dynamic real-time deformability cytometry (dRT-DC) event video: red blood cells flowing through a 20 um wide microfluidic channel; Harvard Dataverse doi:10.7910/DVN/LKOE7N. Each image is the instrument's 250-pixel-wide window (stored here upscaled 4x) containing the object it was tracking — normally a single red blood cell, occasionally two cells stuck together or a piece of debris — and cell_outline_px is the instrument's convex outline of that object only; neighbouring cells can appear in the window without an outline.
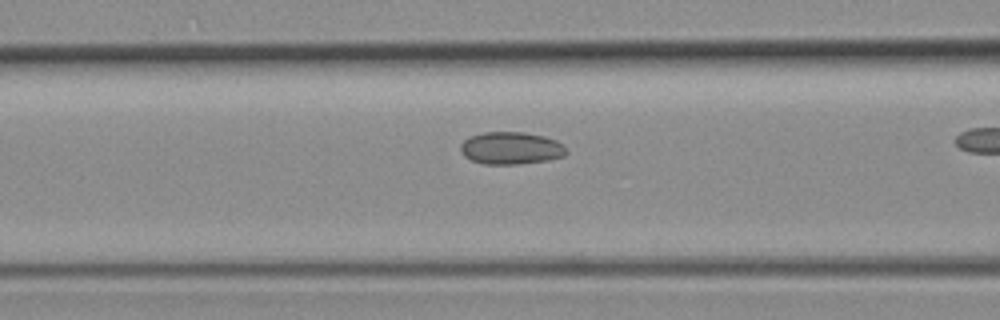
{"species": "common noctule bat (a hibernating species)", "species_latin": "Nyctalus noctula", "temperature_condition": "room temperature", "stored_images_in_passage": 17, "camera_frame_rate_fps": 3000, "um_per_image_px": 0.085, "animal": {"sex": "female", "body_mass_g": 19.3, "forearm_length_mm": 54.1}, "frame": {"image": 1, "passage_image": 10, "time_ms": 3.0, "image_size_px": [1000, 320], "cell_outline_px": [[568, 152], [564, 156], [548, 160], [516, 164], [484, 164], [472, 160], [464, 156], [460, 152], [460, 144], [468, 136], [484, 132], [524, 132], [544, 136], [556, 140]], "centroid_in_image_um": [43.39, 12.58], "position_along_channel_um": 123.2, "area_um2": 20.0}}